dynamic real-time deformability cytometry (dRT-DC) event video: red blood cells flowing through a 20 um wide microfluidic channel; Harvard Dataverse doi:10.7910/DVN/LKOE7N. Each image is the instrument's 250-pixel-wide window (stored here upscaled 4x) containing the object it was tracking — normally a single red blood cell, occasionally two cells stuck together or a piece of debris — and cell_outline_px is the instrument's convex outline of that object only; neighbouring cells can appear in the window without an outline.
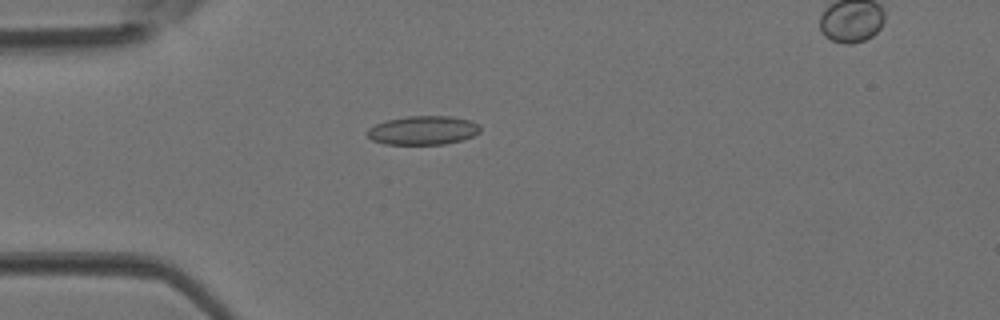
{"species": "Egyptian fruit bat (a non-hibernating species)", "species_latin": "Rousettus aegyptiacus", "temperature_condition": "room temperature", "stored_images_in_passage": 5, "segment_of_instrument_passage": [1, 2], "camera_frame_rate_fps": 3000, "um_per_image_px": 0.085, "animal": {"sex": "female"}, "frame": {"image": 1, "passage_image": 4, "time_ms": 1.0, "image_size_px": [1000, 320], "cell_outline_px": [[480, 132], [472, 136], [460, 140], [444, 144], [384, 144], [372, 140], [364, 132], [368, 128], [376, 124], [388, 120], [408, 116], [452, 116], [472, 120], [480, 124]], "centroid_in_image_um": [35.96, 11.07], "position_along_channel_um": 49.0, "area_um2": 19.07}}